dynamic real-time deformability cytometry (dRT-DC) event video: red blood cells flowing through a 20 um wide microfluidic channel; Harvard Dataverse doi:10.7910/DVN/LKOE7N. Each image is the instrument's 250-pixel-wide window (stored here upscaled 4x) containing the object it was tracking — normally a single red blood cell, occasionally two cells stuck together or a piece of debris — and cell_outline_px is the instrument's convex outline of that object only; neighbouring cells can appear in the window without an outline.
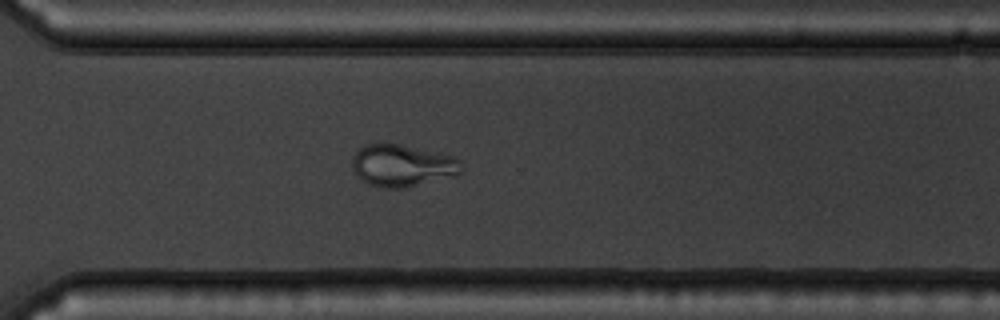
{"species": "common noctule bat (a hibernating species)", "species_latin": "Nyctalus noctula", "temperature_condition": "warm", "stored_images_in_passage": 52, "camera_frame_rate_fps": 3000, "um_per_image_px": 0.085, "animal": {"sex": "male", "body_mass_g": 19.5, "forearm_length_mm": 54.6}, "frame": {"image": 1, "passage_image": 37, "time_ms": 12.0, "image_size_px": [1000, 320], "cell_outline_px": [[460, 172], [456, 176], [404, 188], [384, 188], [368, 184], [360, 180], [352, 168], [352, 156], [364, 144], [400, 144], [456, 156], [460, 160]], "centroid_in_image_um": [34.19, 14.08], "position_along_channel_um": 336.4, "area_um2": 26.93}}
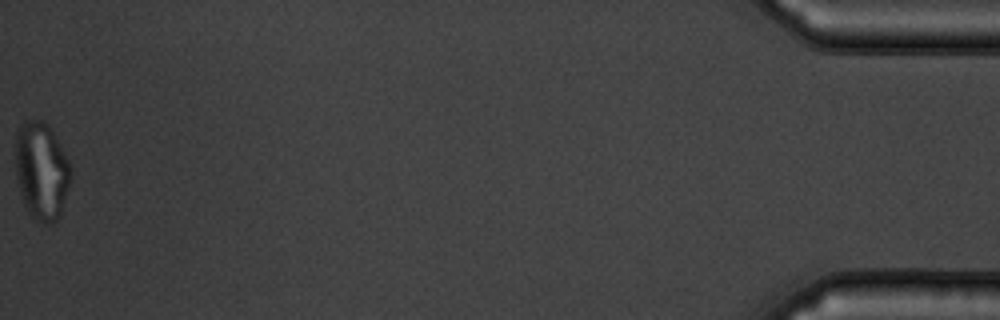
{"frame": {"image": 2, "passage_image": 52, "time_ms": 17.0, "image_size_px": [1000, 320], "cell_outline_px": [[68, 188], [60, 216], [52, 224], [44, 224], [36, 220], [28, 212], [24, 204], [16, 180], [16, 128], [24, 120], [44, 120], [48, 124], [68, 160]], "centroid_in_image_um": [3.48, 14.52], "position_along_channel_um": 431.7, "area_um2": 31.21}, "authors_computed_cell_mechanics": {"area_um2": 27.6862, "velocity_mm_per_s": 3.7643, "shape_relaxation_time_tau1_ms": 8.2306, "shape_relaxation_time_tau2_ms": null, "deformation_change_tau1": 0.1876, "deformation_change_tau2": null}}